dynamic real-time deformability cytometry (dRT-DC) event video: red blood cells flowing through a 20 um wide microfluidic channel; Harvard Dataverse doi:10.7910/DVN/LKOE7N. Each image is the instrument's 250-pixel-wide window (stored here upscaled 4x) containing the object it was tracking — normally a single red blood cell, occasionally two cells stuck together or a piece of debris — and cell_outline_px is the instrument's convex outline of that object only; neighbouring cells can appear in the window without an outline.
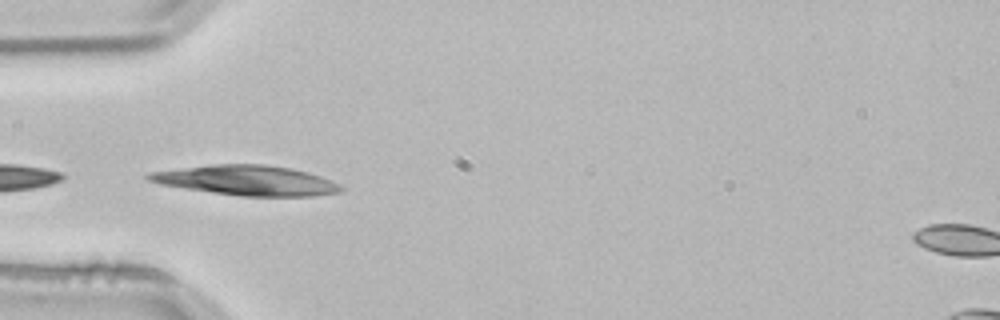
{"species": "common noctule bat (a hibernating species)", "species_latin": "Nyctalus noctula", "temperature_condition": "room temperature", "stored_images_in_passage": 8, "camera_frame_rate_fps": 3000, "um_per_image_px": 0.085, "animal": {"sex": "male", "body_mass_g": 21.5, "forearm_length_mm": 52.0}, "frame": {"image": 1, "passage_image": 1, "time_ms": 0.0, "image_size_px": [1000, 320], "cell_outline_px": [[344, 188], [340, 192], [312, 196], [240, 196], [184, 188], [160, 184], [148, 180], [144, 176], [148, 172], [212, 164], [264, 164], [292, 168], [308, 172], [320, 176], [340, 184]], "centroid_in_image_um": [20.97, 15.33], "position_along_channel_um": 64.0, "area_um2": 33.52}}